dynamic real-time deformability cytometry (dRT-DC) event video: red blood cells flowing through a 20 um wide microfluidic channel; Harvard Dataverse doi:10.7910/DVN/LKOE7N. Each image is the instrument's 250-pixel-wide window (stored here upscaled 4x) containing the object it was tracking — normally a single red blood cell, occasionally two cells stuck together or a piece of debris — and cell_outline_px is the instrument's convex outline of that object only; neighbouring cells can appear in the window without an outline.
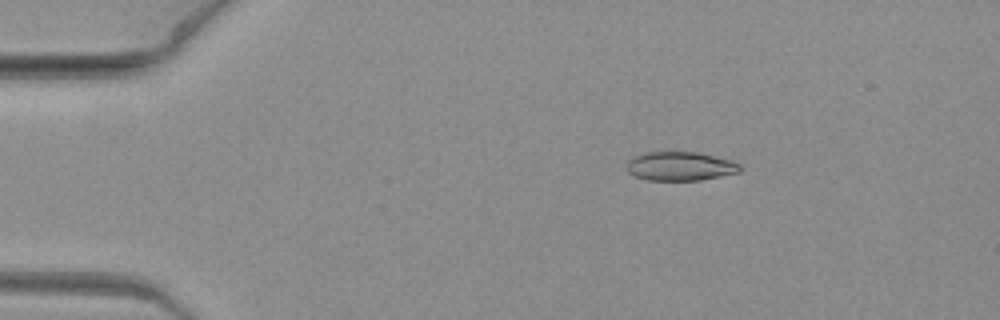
{"species": "common noctule bat (a hibernating species)", "species_latin": "Nyctalus noctula", "temperature_condition": "warm", "stored_images_in_passage": 8, "camera_frame_rate_fps": 3000, "um_per_image_px": 0.085, "animal": {"sex": "female", "body_mass_g": 19.3, "forearm_length_mm": 54.1}, "frame": {"image": 1, "passage_image": 1, "time_ms": 0.0, "image_size_px": [1000, 320], "cell_outline_px": [[744, 168], [740, 172], [700, 180], [648, 180], [636, 176], [628, 172], [624, 168], [628, 160], [632, 156], [644, 152], [696, 152], [732, 160], [740, 164]], "centroid_in_image_um": [57.8, 14.12], "position_along_channel_um": 27.2, "area_um2": 19.31}}
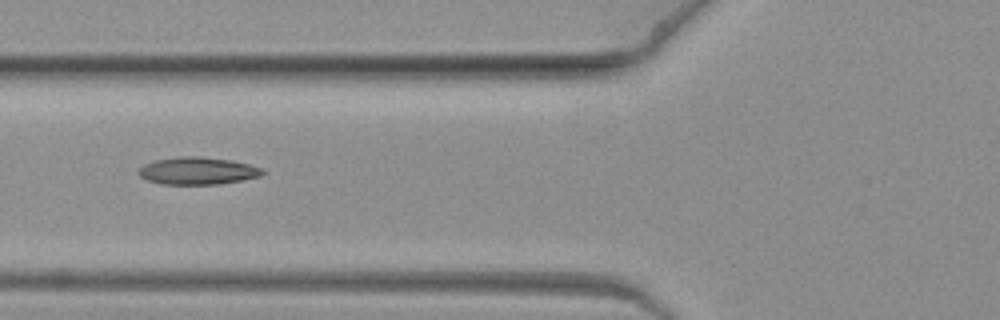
{"frame": {"image": 2, "passage_image": 6, "time_ms": 1.667, "image_size_px": [1000, 320], "cell_outline_px": [[264, 172], [260, 176], [240, 180], [216, 184], [160, 184], [148, 180], [140, 176], [136, 172], [144, 164], [156, 160], [180, 156], [200, 156], [228, 160], [248, 164], [264, 168]], "centroid_in_image_um": [16.77, 14.52], "position_along_channel_um": 109.0, "area_um2": 19.59}}
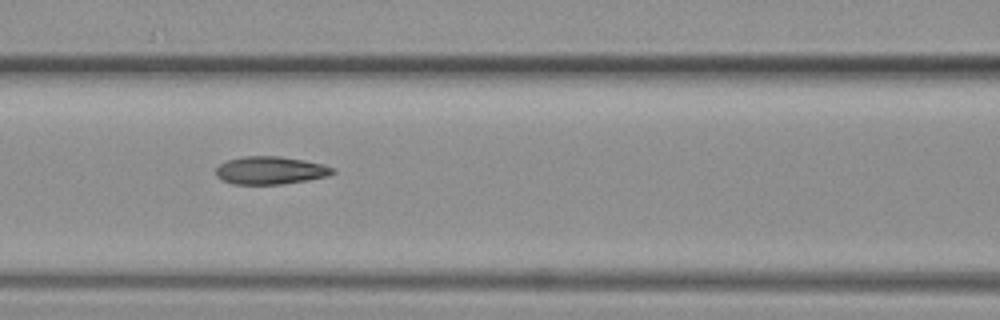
{"frame": {"image": 3, "passage_image": 7, "time_ms": 2.0, "image_size_px": [1000, 320], "cell_outline_px": [[336, 172], [328, 176], [308, 180], [280, 184], [232, 184], [220, 180], [216, 176], [216, 168], [220, 164], [228, 160], [244, 156], [280, 156], [304, 160], [336, 168]], "centroid_in_image_um": [22.98, 14.48], "position_along_channel_um": 143.6, "area_um2": 19.02}}